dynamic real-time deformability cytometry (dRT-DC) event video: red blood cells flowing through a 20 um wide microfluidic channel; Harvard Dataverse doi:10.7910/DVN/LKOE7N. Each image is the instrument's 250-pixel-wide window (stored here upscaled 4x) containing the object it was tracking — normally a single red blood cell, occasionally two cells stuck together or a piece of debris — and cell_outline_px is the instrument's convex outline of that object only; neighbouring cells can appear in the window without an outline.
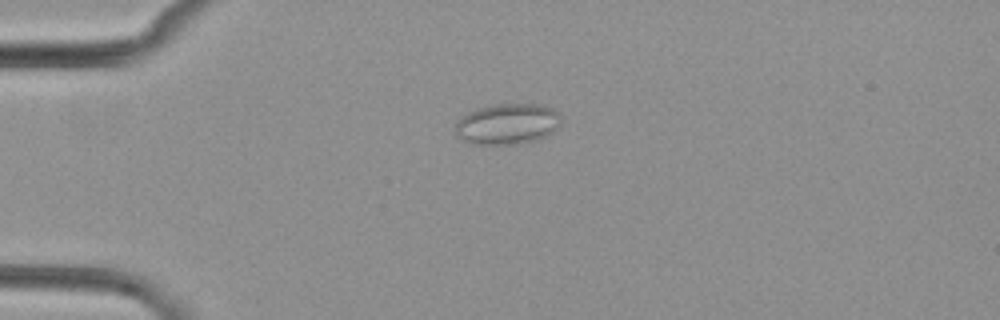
{"species": "common noctule bat (a hibernating species)", "species_latin": "Nyctalus noctula", "temperature_condition": "cold", "stored_images_in_passage": 3, "camera_frame_rate_fps": 3000, "um_per_image_px": 0.085, "animal": {"sex": "female", "body_mass_g": 29.2, "forearm_length_mm": 56.3}, "frame": {"image": 1, "passage_image": 2, "time_ms": 1.333, "image_size_px": [1000, 320], "cell_outline_px": [[560, 124], [552, 132], [544, 136], [532, 140], [516, 144], [472, 144], [464, 140], [456, 132], [456, 120], [468, 112], [476, 108], [496, 104], [540, 104], [552, 108], [560, 116]], "centroid_in_image_um": [43.11, 10.52], "position_along_channel_um": 41.9, "area_um2": 24.91}}